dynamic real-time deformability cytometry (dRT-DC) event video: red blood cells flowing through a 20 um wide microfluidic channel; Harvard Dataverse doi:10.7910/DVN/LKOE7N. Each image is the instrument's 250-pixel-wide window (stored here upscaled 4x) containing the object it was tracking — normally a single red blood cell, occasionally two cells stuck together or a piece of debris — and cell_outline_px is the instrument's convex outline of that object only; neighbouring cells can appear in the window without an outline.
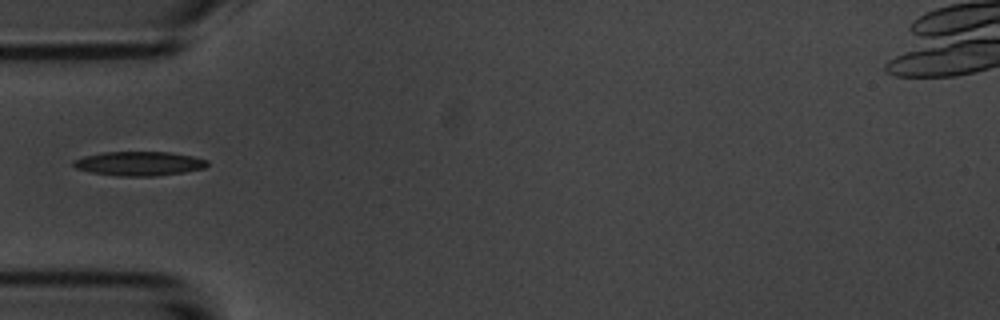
{"species": "common noctule bat (a hibernating species)", "species_latin": "Nyctalus noctula", "temperature_condition": "room temperature", "stored_images_in_passage": 1, "camera_frame_rate_fps": 3000, "um_per_image_px": 0.085, "animal": {"sex": "male", "body_mass_g": 20.1, "forearm_length_mm": 53.5}, "frame": {"image": 1, "passage_image": 1, "time_ms": 0.0, "image_size_px": [1000, 320], "cell_outline_px": [[208, 164], [204, 168], [184, 172], [156, 176], [116, 176], [92, 172], [76, 168], [72, 164], [72, 160], [84, 156], [104, 152], [168, 152], [192, 156], [208, 160]], "centroid_in_image_um": [11.81, 13.9], "position_along_channel_um": 73.2, "area_um2": 18.84}}